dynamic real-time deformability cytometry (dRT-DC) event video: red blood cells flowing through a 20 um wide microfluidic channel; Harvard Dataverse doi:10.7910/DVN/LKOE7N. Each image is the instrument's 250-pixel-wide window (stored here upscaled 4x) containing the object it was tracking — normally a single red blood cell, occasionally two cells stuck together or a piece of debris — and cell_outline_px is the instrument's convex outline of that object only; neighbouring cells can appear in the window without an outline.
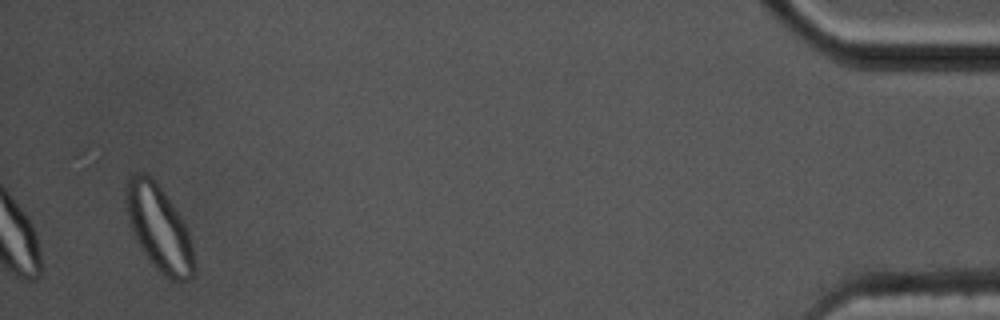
{"species": "common noctule bat (a hibernating species)", "species_latin": "Nyctalus noctula", "temperature_condition": "cold", "stored_images_in_passage": 45, "segment_of_instrument_passage": [2, 2], "camera_frame_rate_fps": 3000, "um_per_image_px": 0.085, "animal": {"sex": "male", "body_mass_g": 17.5, "forearm_length_mm": 52.3}, "frame": {"image": 1, "passage_image": 45, "time_ms": 14.667, "image_size_px": [1000, 320], "cell_outline_px": [[196, 272], [192, 280], [180, 284], [164, 276], [148, 260], [140, 248], [132, 232], [128, 220], [128, 180], [132, 172], [144, 172], [152, 176], [156, 180], [168, 196], [176, 208], [188, 232], [192, 244], [196, 264]], "centroid_in_image_um": [13.58, 19.46], "position_along_channel_um": 421.6, "area_um2": 34.39}}